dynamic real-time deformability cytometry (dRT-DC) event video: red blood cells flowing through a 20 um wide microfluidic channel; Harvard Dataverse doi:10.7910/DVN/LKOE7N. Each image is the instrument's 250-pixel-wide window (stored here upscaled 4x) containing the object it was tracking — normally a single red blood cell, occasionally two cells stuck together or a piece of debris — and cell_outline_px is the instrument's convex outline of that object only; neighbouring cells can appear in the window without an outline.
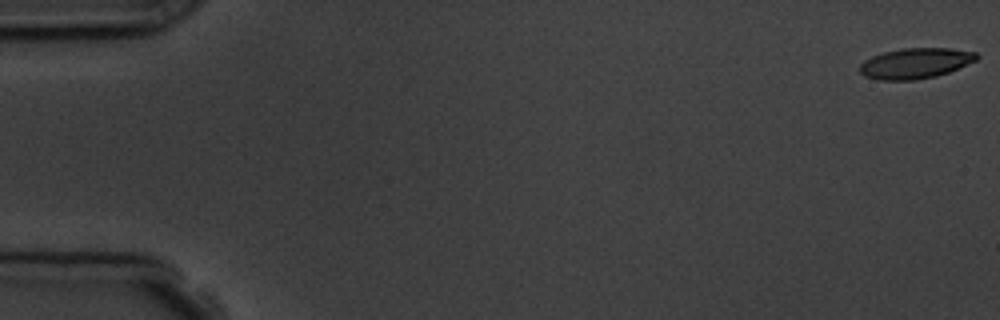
{"species": "common noctule bat (a hibernating species)", "species_latin": "Nyctalus noctula", "temperature_condition": "room temperature", "stored_images_in_passage": 6, "camera_frame_rate_fps": 3000, "um_per_image_px": 0.085, "animal": {"sex": "male", "body_mass_g": 19.5, "forearm_length_mm": 54.6}, "frame": {"image": 1, "passage_image": 1, "time_ms": 0.0, "image_size_px": [1000, 320], "cell_outline_px": [[980, 56], [976, 60], [948, 72], [936, 76], [916, 80], [876, 80], [864, 76], [860, 72], [860, 64], [864, 60], [872, 56], [884, 52], [904, 48], [952, 48], [976, 52]], "centroid_in_image_um": [77.79, 5.38], "position_along_channel_um": 7.2, "area_um2": 20.81}}
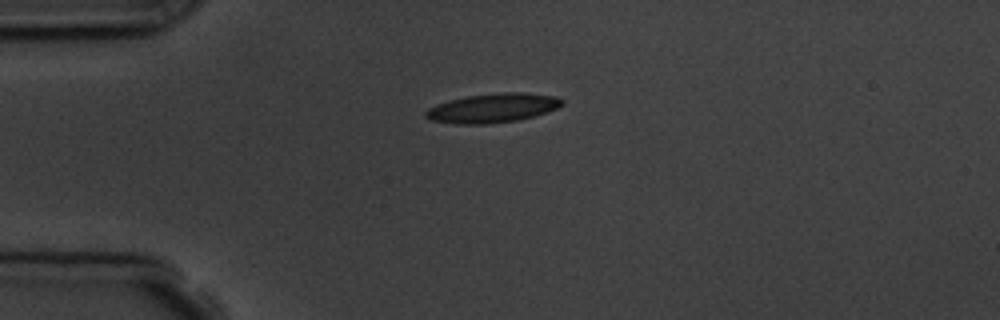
{"frame": {"image": 2, "passage_image": 4, "time_ms": 4.333, "image_size_px": [1000, 320], "cell_outline_px": [[564, 104], [556, 108], [532, 116], [516, 120], [488, 124], [460, 124], [432, 120], [424, 116], [424, 112], [428, 108], [436, 104], [468, 96], [500, 92], [524, 92], [556, 96], [564, 100]], "centroid_in_image_um": [41.88, 9.17], "position_along_channel_um": 43.1, "area_um2": 22.95}}